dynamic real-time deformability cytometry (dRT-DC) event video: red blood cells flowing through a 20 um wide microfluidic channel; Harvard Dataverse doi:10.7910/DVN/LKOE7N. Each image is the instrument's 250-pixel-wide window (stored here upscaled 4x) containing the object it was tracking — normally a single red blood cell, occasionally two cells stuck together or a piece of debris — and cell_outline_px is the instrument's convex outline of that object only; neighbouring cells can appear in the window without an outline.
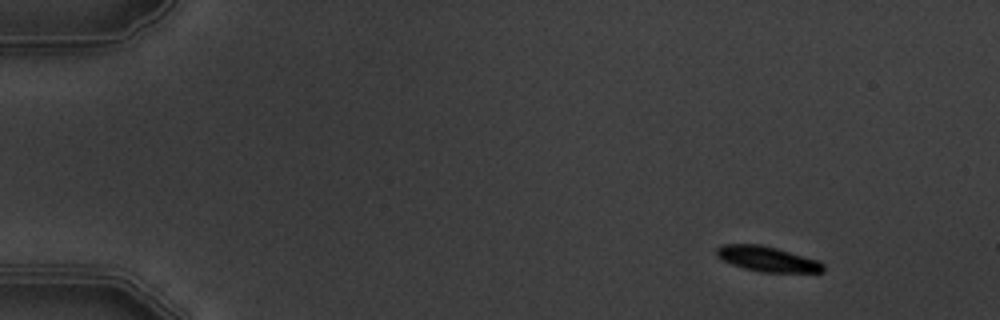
{"species": "common noctule bat (a hibernating species)", "species_latin": "Nyctalus noctula", "temperature_condition": "warm", "stored_images_in_passage": 4, "camera_frame_rate_fps": 3000, "um_per_image_px": 0.085, "animal": {"sex": "male", "body_mass_g": 19.5, "forearm_length_mm": 54.6}, "frame": {"image": 1, "passage_image": 1, "time_ms": 0.0, "image_size_px": [1000, 320], "cell_outline_px": [[824, 272], [760, 272], [744, 268], [720, 260], [716, 256], [716, 248], [724, 244], [760, 244], [776, 248], [820, 260], [824, 264]], "centroid_in_image_um": [65.22, 22.01], "position_along_channel_um": 19.8, "area_um2": 15.78}}
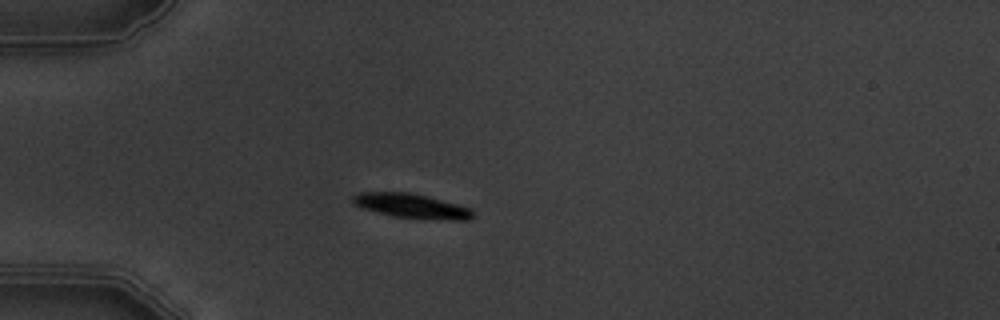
{"frame": {"image": 2, "passage_image": 4, "time_ms": 3.333, "image_size_px": [1000, 320], "cell_outline_px": [[472, 216], [468, 220], [452, 220], [392, 216], [364, 208], [356, 204], [352, 200], [352, 196], [360, 192], [408, 192], [428, 196], [472, 208]], "centroid_in_image_um": [35.0, 17.49], "position_along_channel_um": 50.0, "area_um2": 16.82}}